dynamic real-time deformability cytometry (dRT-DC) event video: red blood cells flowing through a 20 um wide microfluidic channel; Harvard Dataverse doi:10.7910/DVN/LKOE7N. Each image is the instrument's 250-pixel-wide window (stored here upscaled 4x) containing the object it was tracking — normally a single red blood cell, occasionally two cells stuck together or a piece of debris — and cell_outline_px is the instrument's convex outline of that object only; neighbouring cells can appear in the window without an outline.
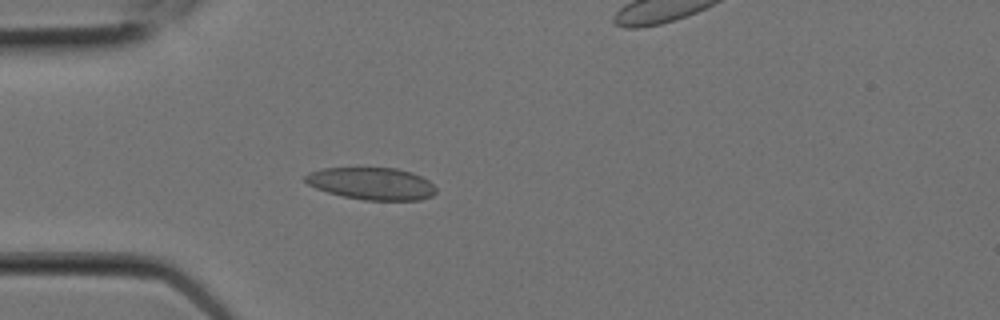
{"species": "Egyptian fruit bat (a non-hibernating species)", "species_latin": "Rousettus aegyptiacus", "temperature_condition": "room temperature", "stored_images_in_passage": 4, "camera_frame_rate_fps": 3000, "um_per_image_px": 0.085, "animal": {"sex": "female"}, "frame": {"image": 1, "passage_image": 3, "time_ms": 0.667, "image_size_px": [1000, 320], "cell_outline_px": [[436, 192], [432, 196], [420, 200], [364, 200], [344, 196], [328, 192], [316, 188], [308, 184], [304, 180], [304, 176], [308, 172], [324, 168], [396, 168], [412, 172], [428, 180], [436, 188]], "centroid_in_image_um": [31.59, 15.6], "position_along_channel_um": 53.4, "area_um2": 24.51}}